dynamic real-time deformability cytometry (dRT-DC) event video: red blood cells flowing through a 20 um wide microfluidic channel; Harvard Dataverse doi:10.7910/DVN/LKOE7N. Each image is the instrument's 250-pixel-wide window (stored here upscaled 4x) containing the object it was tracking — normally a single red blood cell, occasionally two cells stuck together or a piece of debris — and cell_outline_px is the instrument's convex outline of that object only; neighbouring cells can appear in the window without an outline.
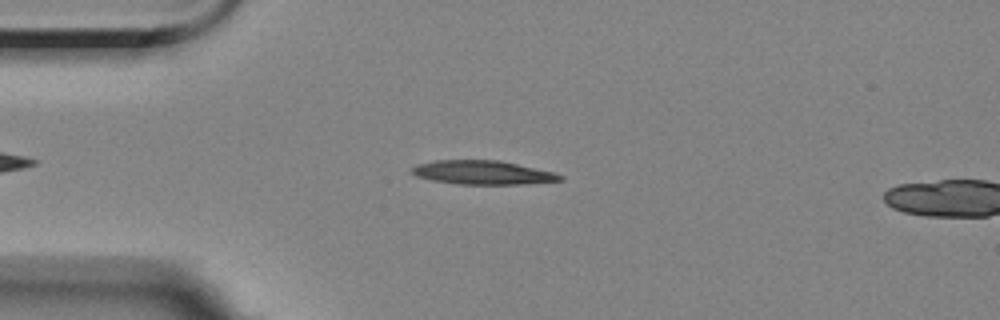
{"species": "Egyptian fruit bat (a non-hibernating species)", "species_latin": "Rousettus aegyptiacus", "temperature_condition": "room temperature", "stored_images_in_passage": 13, "camera_frame_rate_fps": 3000, "um_per_image_px": 0.085, "animal": {"sex": "female"}, "frame": {"image": 1, "passage_image": 10, "time_ms": 3.0, "image_size_px": [1000, 320], "cell_outline_px": [[564, 180], [524, 184], [460, 184], [432, 180], [416, 176], [412, 172], [412, 168], [416, 164], [436, 160], [500, 160], [552, 172], [564, 176]], "centroid_in_image_um": [41.02, 14.66], "position_along_channel_um": 44.0, "area_um2": 20.46}}